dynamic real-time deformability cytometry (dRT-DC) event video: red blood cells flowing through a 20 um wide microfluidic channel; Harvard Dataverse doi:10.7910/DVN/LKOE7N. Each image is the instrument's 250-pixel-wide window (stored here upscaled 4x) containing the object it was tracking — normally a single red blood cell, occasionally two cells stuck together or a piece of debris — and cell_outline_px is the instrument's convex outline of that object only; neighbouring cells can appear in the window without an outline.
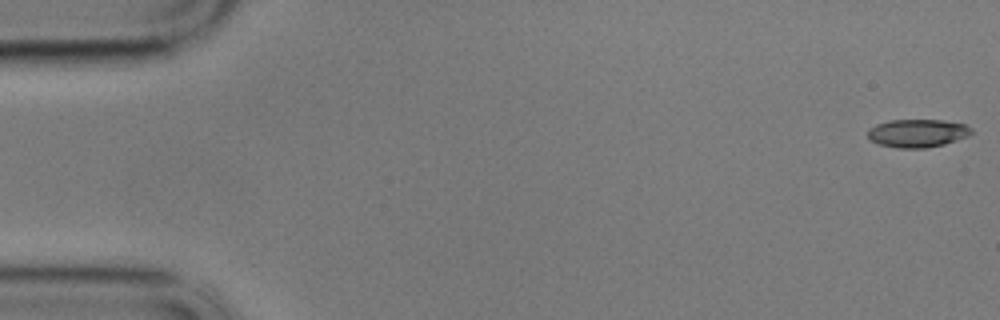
{"species": "common noctule bat (a hibernating species)", "species_latin": "Nyctalus noctula", "temperature_condition": "cold", "stored_images_in_passage": 21, "camera_frame_rate_fps": 3000, "um_per_image_px": 0.085, "animal": {"sex": "male", "body_mass_g": 17.9}, "frame": {"image": 1, "passage_image": 1, "time_ms": 0.0, "image_size_px": [1000, 320], "cell_outline_px": [[972, 132], [968, 136], [944, 144], [924, 148], [896, 148], [880, 144], [872, 140], [868, 136], [868, 128], [876, 124], [888, 120], [944, 120], [964, 124], [972, 128]], "centroid_in_image_um": [77.98, 11.31], "position_along_channel_um": 7.0, "area_um2": 16.94}}
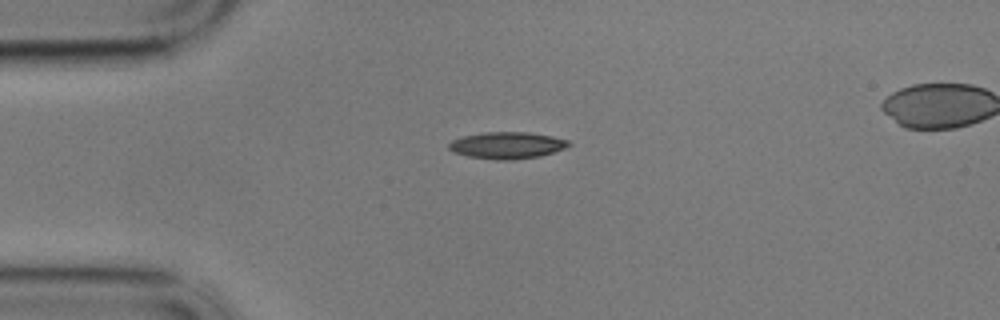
{"frame": {"image": 2, "passage_image": 14, "time_ms": 4.333, "image_size_px": [1000, 320], "cell_outline_px": [[572, 144], [564, 148], [540, 156], [512, 160], [500, 160], [468, 156], [452, 152], [448, 148], [448, 144], [452, 140], [464, 136], [484, 132], [528, 132], [552, 136], [568, 140]], "centroid_in_image_um": [43.09, 12.35], "position_along_channel_um": 41.9, "area_um2": 18.61}}